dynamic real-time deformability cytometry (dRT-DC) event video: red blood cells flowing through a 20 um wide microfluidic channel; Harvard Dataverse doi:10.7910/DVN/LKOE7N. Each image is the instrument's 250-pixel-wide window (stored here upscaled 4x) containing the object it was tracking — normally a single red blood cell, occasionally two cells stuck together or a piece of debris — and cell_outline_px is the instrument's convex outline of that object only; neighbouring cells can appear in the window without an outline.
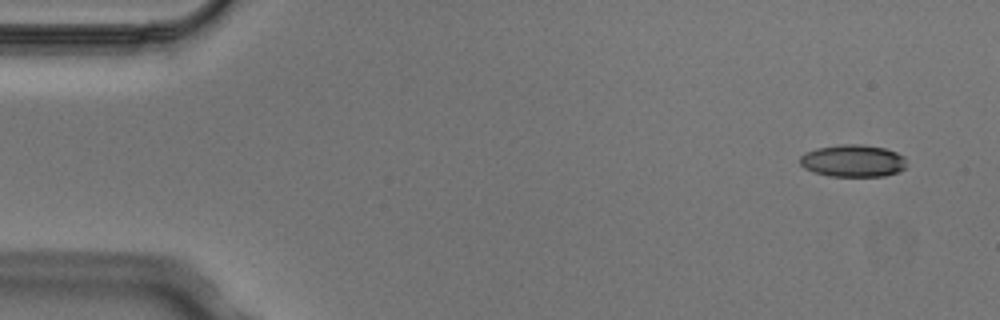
{"species": "Egyptian fruit bat (a non-hibernating species)", "species_latin": "Rousettus aegyptiacus", "temperature_condition": "cold", "stored_images_in_passage": 4, "camera_frame_rate_fps": 3000, "um_per_image_px": 0.085, "animal": {"sex": "male"}, "frame": {"image": 1, "passage_image": 1, "time_ms": 0.0, "image_size_px": [1000, 320], "cell_outline_px": [[908, 164], [904, 168], [896, 172], [884, 176], [828, 176], [812, 172], [804, 168], [800, 164], [800, 156], [804, 152], [816, 148], [840, 144], [860, 144], [884, 148], [896, 152], [904, 156]], "centroid_in_image_um": [72.48, 13.67], "position_along_channel_um": 12.5, "area_um2": 20.23}}
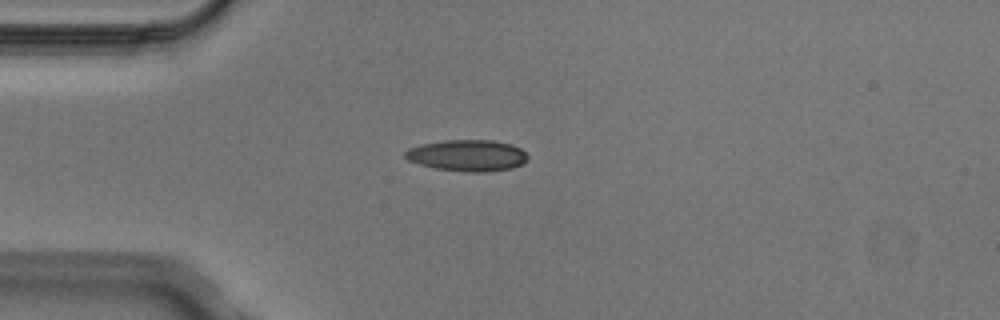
{"frame": {"image": 2, "passage_image": 4, "time_ms": 1.0, "image_size_px": [1000, 320], "cell_outline_px": [[528, 160], [512, 168], [484, 172], [468, 172], [436, 168], [420, 164], [408, 160], [404, 156], [404, 152], [408, 148], [424, 144], [444, 140], [492, 140], [512, 144], [520, 148], [528, 156]], "centroid_in_image_um": [39.74, 13.21], "position_along_channel_um": 45.3, "area_um2": 22.31}}